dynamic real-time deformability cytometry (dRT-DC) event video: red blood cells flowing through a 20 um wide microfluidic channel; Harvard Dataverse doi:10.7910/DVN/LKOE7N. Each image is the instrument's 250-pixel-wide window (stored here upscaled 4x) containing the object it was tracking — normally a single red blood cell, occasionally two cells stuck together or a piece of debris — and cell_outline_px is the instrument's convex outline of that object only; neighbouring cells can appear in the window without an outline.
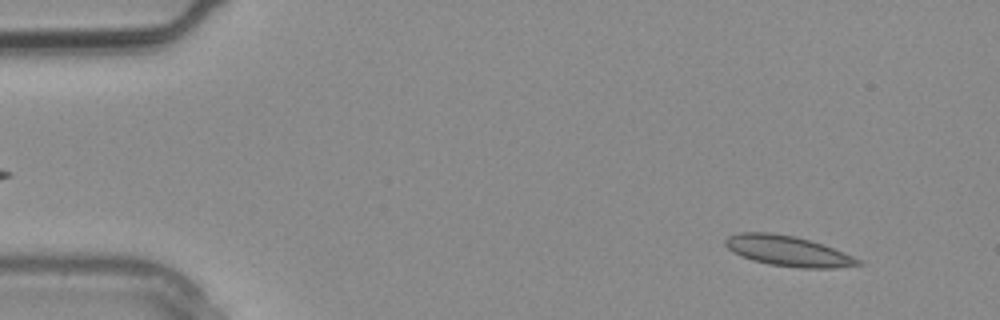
{"species": "common noctule bat (a hibernating species)", "species_latin": "Nyctalus noctula", "temperature_condition": "warm", "stored_images_in_passage": 2, "camera_frame_rate_fps": 3000, "um_per_image_px": 0.085, "animal": {"sex": "male", "body_mass_g": 20.4}, "frame": {"image": 1, "passage_image": 2, "time_ms": 0.333, "image_size_px": [1000, 320], "cell_outline_px": [[864, 264], [836, 268], [800, 268], [768, 264], [752, 260], [732, 252], [724, 244], [724, 240], [728, 236], [740, 232], [768, 232], [796, 236], [844, 252], [860, 260]], "centroid_in_image_um": [66.94, 21.33], "position_along_channel_um": 18.1, "area_um2": 23.41}}